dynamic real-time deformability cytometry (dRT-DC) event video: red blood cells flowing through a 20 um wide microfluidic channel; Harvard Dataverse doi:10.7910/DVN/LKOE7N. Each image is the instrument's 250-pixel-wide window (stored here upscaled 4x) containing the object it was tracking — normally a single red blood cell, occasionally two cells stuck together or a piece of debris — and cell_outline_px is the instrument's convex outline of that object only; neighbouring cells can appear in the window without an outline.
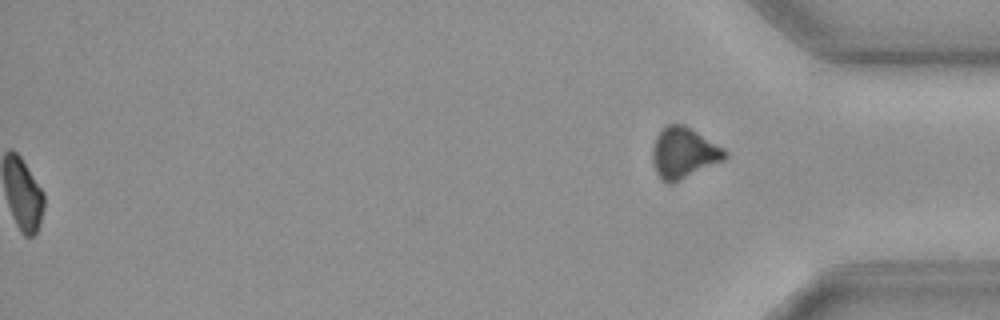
{"species": "common noctule bat (a hibernating species)", "species_latin": "Nyctalus noctula", "temperature_condition": "cold", "stored_images_in_passage": 59, "segment_of_instrument_passage": [2, 2], "camera_frame_rate_fps": 3000, "um_per_image_px": 0.085, "animal": {"sex": "female", "body_mass_g": 19.3, "forearm_length_mm": 54.1}, "frame": {"image": 1, "passage_image": 59, "time_ms": 19.333, "image_size_px": [1000, 320], "cell_outline_px": [[728, 156], [724, 160], [672, 184], [668, 184], [656, 172], [652, 160], [652, 148], [656, 136], [668, 124], [684, 124], [724, 148], [728, 152]], "centroid_in_image_um": [58.12, 13.0], "position_along_channel_um": 377.1, "area_um2": 21.39}}